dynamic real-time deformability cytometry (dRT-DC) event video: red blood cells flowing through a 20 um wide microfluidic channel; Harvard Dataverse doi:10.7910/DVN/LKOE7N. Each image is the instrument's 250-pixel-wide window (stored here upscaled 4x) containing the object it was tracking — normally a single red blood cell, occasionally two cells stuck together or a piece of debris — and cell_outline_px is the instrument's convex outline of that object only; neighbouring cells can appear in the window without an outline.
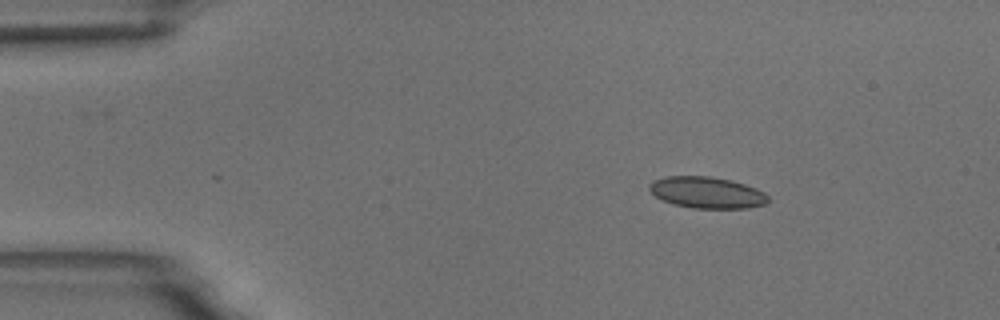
{"species": "common noctule bat (a hibernating species)", "species_latin": "Nyctalus noctula", "temperature_condition": "room temperature", "stored_images_in_passage": 4, "camera_frame_rate_fps": 3000, "um_per_image_px": 0.085, "animal": {"sex": "male", "body_mass_g": 18.8}, "frame": {"image": 1, "passage_image": 2, "time_ms": 1.333, "image_size_px": [1000, 320], "cell_outline_px": [[768, 200], [764, 204], [748, 208], [692, 208], [676, 204], [664, 200], [656, 196], [648, 188], [648, 184], [652, 180], [664, 176], [712, 176], [732, 180], [756, 188], [764, 192], [768, 196]], "centroid_in_image_um": [60.08, 16.35], "position_along_channel_um": 24.9, "area_um2": 21.73}}